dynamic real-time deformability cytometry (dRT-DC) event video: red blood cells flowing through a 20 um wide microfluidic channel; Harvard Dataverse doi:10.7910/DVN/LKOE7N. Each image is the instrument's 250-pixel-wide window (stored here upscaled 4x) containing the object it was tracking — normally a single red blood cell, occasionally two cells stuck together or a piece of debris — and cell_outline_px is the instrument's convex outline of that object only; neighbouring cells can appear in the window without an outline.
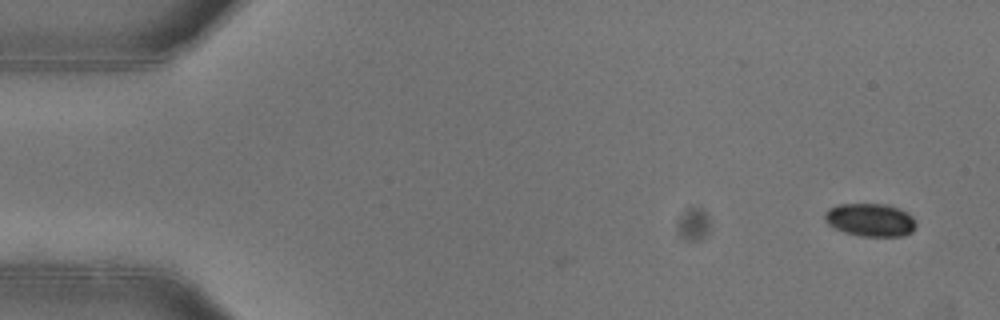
{"species": "common noctule bat (a hibernating species)", "species_latin": "Nyctalus noctula", "temperature_condition": "warm", "stored_images_in_passage": 5, "camera_frame_rate_fps": 3000, "um_per_image_px": 0.085, "animal": {"sex": "female"}, "frame": {"image": 1, "passage_image": 2, "time_ms": 0.333, "image_size_px": [1000, 320], "cell_outline_px": [[916, 224], [912, 232], [904, 236], [860, 236], [844, 232], [828, 224], [824, 220], [824, 212], [828, 208], [840, 204], [888, 204], [912, 216]], "centroid_in_image_um": [73.94, 18.69], "position_along_channel_um": 11.1, "area_um2": 17.51}}